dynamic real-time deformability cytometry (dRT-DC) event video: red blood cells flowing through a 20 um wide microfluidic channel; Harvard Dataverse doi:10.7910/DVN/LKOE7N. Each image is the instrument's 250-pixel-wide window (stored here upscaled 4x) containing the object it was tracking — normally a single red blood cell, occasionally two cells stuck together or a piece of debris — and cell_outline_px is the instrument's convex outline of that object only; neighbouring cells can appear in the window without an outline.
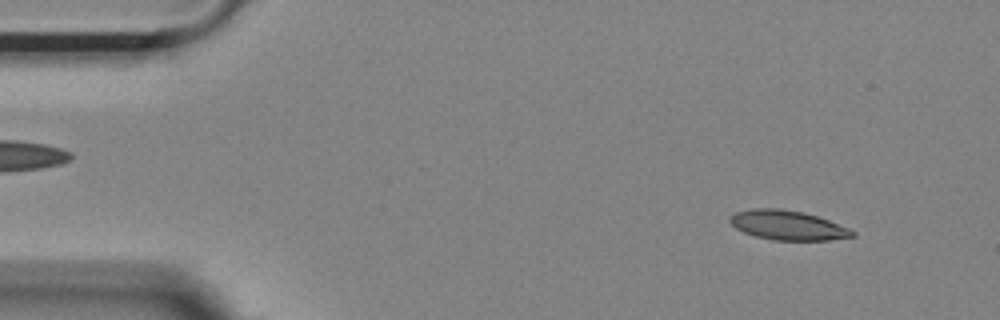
{"species": "Egyptian fruit bat (a non-hibernating species)", "species_latin": "Rousettus aegyptiacus", "temperature_condition": "room temperature", "stored_images_in_passage": 52, "camera_frame_rate_fps": 3000, "um_per_image_px": 0.085, "animal": {"sex": "female"}, "frame": {"image": 1, "passage_image": 4, "time_ms": 1.0, "image_size_px": [1000, 320], "cell_outline_px": [[856, 236], [828, 240], [772, 240], [756, 236], [744, 232], [736, 228], [728, 220], [728, 216], [736, 212], [752, 208], [780, 208], [804, 212], [828, 220], [848, 228], [856, 232]], "centroid_in_image_um": [66.93, 19.14], "position_along_channel_um": 18.1, "area_um2": 21.04}}
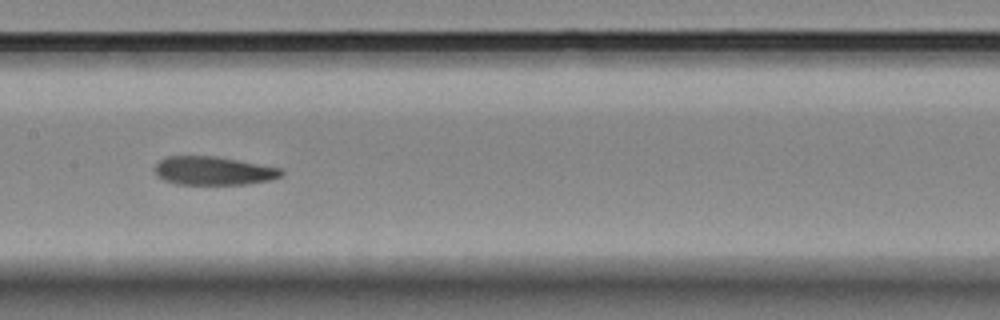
{"frame": {"image": 2, "passage_image": 25, "time_ms": 8.0, "image_size_px": [1000, 320], "cell_outline_px": [[284, 172], [280, 176], [268, 180], [244, 184], [176, 184], [164, 180], [156, 176], [156, 164], [160, 160], [168, 156], [216, 156], [284, 168]], "centroid_in_image_um": [18.15, 14.51], "position_along_channel_um": 189.2, "area_um2": 20.98}}
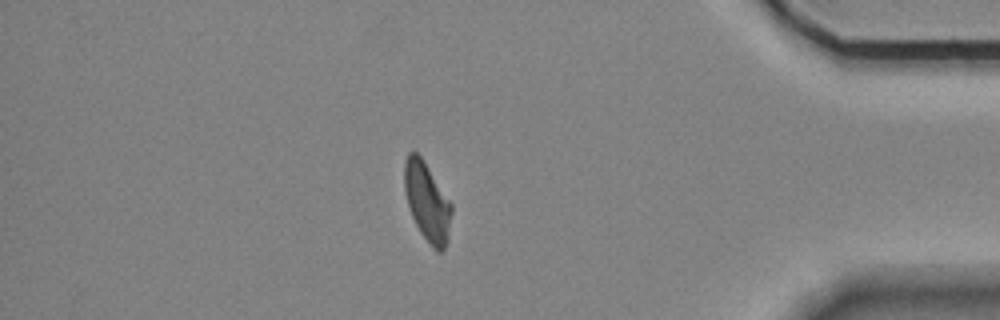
{"frame": {"image": 3, "passage_image": 45, "time_ms": 14.667, "image_size_px": [1000, 320], "cell_outline_px": [[452, 212], [448, 240], [444, 248], [440, 252], [436, 252], [432, 248], [420, 232], [412, 216], [404, 192], [404, 160], [408, 152], [416, 152], [420, 156], [452, 204]], "centroid_in_image_um": [36.3, 17.18], "position_along_channel_um": 398.9, "area_um2": 21.5}, "authors_computed_cell_mechanics": {"area_um2": 21.7039, "velocity_mm_per_s": 3.6901, "shape_relaxation_time_tau1_ms": null, "shape_relaxation_time_tau2_ms": 3.213, "deformation_change_tau1": null, "deformation_change_tau2": 0.1179}}